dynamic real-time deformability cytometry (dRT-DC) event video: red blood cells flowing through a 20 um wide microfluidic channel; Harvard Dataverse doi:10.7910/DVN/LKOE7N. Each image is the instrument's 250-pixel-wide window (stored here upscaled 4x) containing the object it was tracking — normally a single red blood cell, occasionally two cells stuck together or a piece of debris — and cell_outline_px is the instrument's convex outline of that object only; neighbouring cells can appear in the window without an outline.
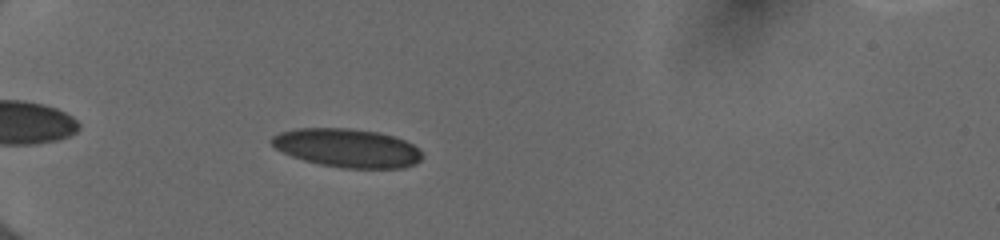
{"species": "human", "species_latin": "Homo sapiens", "temperature_condition": "cold", "stored_images_in_passage": 38, "camera_frame_rate_fps": 3000, "um_per_image_px": 0.085, "donor": {"sex": "female"}, "frame": {"image": 1, "passage_image": 6, "time_ms": 1.667, "image_size_px": [1000, 240], "cell_outline_px": [[424, 156], [416, 164], [404, 168], [344, 168], [320, 164], [304, 160], [292, 156], [276, 148], [268, 140], [272, 136], [280, 132], [296, 128], [348, 128], [380, 132], [404, 140], [412, 144]], "centroid_in_image_um": [29.51, 12.57], "position_along_channel_um": 55.5, "area_um2": 33.87}}
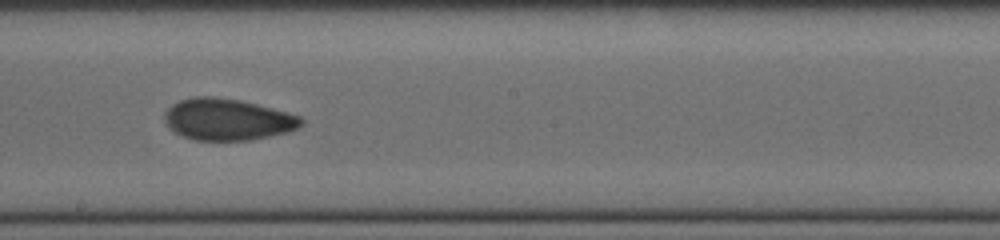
{"frame": {"image": 2, "passage_image": 21, "time_ms": 6.667, "image_size_px": [1000, 240], "cell_outline_px": [[304, 124], [288, 132], [252, 140], [196, 140], [180, 136], [168, 128], [164, 120], [164, 112], [172, 104], [180, 100], [192, 96], [212, 96], [240, 100], [288, 112], [300, 116], [304, 120]], "centroid_in_image_um": [19.31, 10.15], "position_along_channel_um": 228.9, "area_um2": 33.41}}
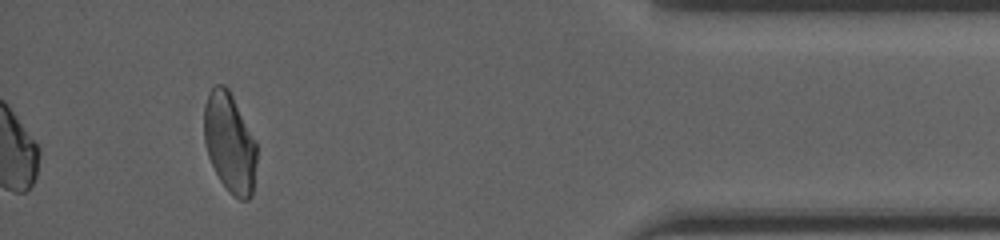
{"frame": {"image": 3, "passage_image": 38, "time_ms": 12.333, "image_size_px": [1000, 240], "cell_outline_px": [[256, 160], [252, 196], [248, 200], [240, 200], [232, 196], [228, 192], [220, 180], [208, 156], [204, 140], [204, 108], [208, 92], [216, 84], [224, 84], [228, 88], [256, 140]], "centroid_in_image_um": [19.52, 12.14], "position_along_channel_um": 415.7, "area_um2": 30.69}, "authors_computed_cell_mechanics": {"area_um2": 32.7726, "velocity_mm_per_s": 4.0056, "shape_relaxation_time_tau1_ms": 7.867, "shape_relaxation_time_tau2_ms": 1.935, "deformation_change_tau1": 0.1712, "deformation_change_tau2": 0.0655}}